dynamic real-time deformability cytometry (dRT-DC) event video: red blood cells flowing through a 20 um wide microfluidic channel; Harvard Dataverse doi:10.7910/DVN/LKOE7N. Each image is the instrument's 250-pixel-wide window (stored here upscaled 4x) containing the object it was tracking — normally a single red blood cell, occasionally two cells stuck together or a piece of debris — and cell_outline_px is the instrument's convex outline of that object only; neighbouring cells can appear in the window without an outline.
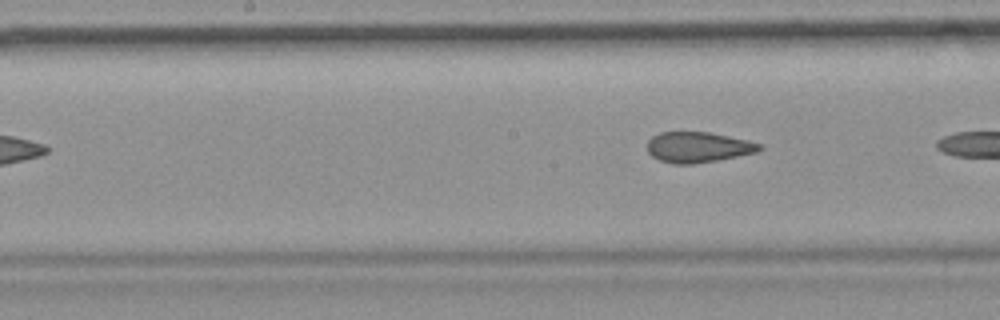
{"species": "common noctule bat (a hibernating species)", "species_latin": "Nyctalus noctula", "temperature_condition": "room temperature", "stored_images_in_passage": 5, "camera_frame_rate_fps": 3000, "um_per_image_px": 0.085, "animal": {"sex": "female", "body_mass_g": 19.9}, "frame": {"image": 1, "passage_image": 5, "time_ms": 4.667, "image_size_px": [1000, 320], "cell_outline_px": [[764, 148], [760, 152], [716, 160], [692, 164], [672, 164], [660, 160], [652, 156], [648, 152], [648, 140], [652, 136], [660, 132], [708, 132], [748, 140], [760, 144]], "centroid_in_image_um": [59.35, 12.51], "position_along_channel_um": 188.8, "area_um2": 20.0}}